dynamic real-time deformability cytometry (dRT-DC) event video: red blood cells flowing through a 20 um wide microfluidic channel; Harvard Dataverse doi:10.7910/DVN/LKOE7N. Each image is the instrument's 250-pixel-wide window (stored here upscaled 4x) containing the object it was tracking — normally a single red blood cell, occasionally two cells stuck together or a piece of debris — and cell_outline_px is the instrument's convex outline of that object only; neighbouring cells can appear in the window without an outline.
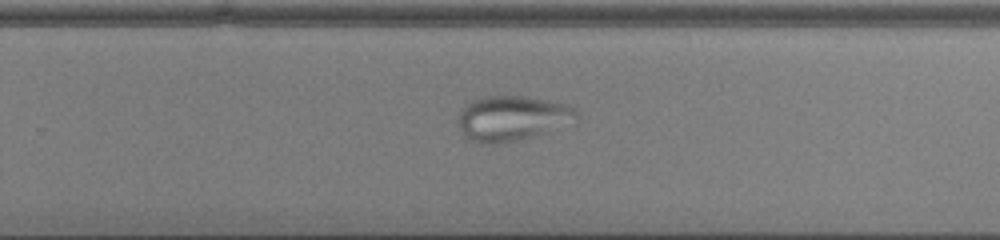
{"species": "common noctule bat (a hibernating species)", "species_latin": "Nyctalus noctula", "temperature_condition": "cold", "stored_images_in_passage": 53, "camera_frame_rate_fps": 3000, "um_per_image_px": 0.085, "animal": {"sex": "male", "body_mass_g": 13.0, "forearm_length_mm": 53.1}, "frame": {"image": 1, "passage_image": 36, "time_ms": 11.667, "image_size_px": [1000, 240], "cell_outline_px": [[580, 116], [576, 124], [532, 136], [500, 144], [480, 144], [472, 140], [460, 128], [456, 120], [460, 108], [472, 100], [484, 96], [524, 96], [548, 100], [568, 104], [576, 108], [580, 112]], "centroid_in_image_um": [43.61, 10.04], "position_along_channel_um": 286.2, "area_um2": 31.79}}